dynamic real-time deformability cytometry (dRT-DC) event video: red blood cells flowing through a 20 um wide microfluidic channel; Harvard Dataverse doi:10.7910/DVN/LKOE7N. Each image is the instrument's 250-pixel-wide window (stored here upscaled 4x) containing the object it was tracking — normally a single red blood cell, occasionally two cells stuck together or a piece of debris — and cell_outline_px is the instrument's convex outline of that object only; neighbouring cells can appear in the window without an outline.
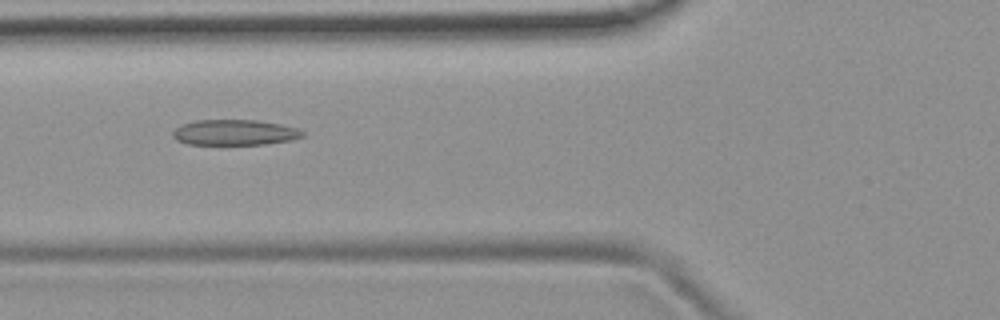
{"species": "common noctule bat (a hibernating species)", "species_latin": "Nyctalus noctula", "temperature_condition": "room temperature", "stored_images_in_passage": 53, "camera_frame_rate_fps": 3000, "um_per_image_px": 0.085, "animal": {"sex": "female", "body_mass_g": 19.9}, "frame": {"image": 1, "passage_image": 20, "time_ms": 6.333, "image_size_px": [1000, 320], "cell_outline_px": [[304, 136], [292, 140], [264, 144], [188, 144], [176, 140], [172, 136], [172, 132], [180, 124], [196, 120], [256, 120], [280, 124], [296, 128], [304, 132]], "centroid_in_image_um": [19.92, 11.25], "position_along_channel_um": 105.9, "area_um2": 19.31}}
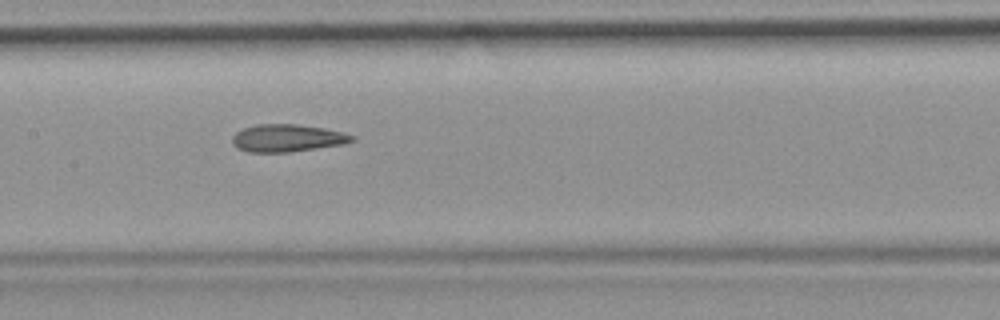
{"frame": {"image": 2, "passage_image": 26, "time_ms": 8.333, "image_size_px": [1000, 320], "cell_outline_px": [[356, 140], [344, 144], [292, 152], [248, 152], [236, 148], [232, 144], [232, 136], [236, 132], [244, 128], [256, 124], [296, 124], [324, 128], [344, 132], [356, 136]], "centroid_in_image_um": [24.43, 11.74], "position_along_channel_um": 183.0, "area_um2": 19.42}}
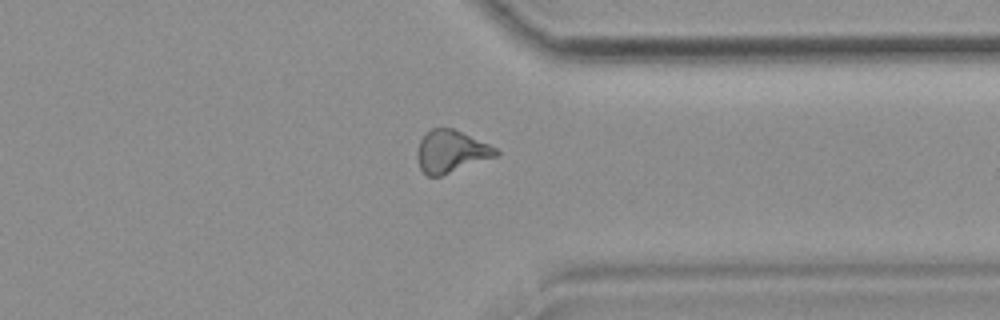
{"frame": {"image": 3, "passage_image": 41, "time_ms": 13.333, "image_size_px": [1000, 320], "cell_outline_px": [[500, 152], [496, 156], [440, 176], [428, 176], [420, 168], [416, 156], [416, 152], [420, 140], [424, 132], [432, 128], [452, 128], [488, 144], [496, 148]], "centroid_in_image_um": [38.29, 12.86], "position_along_channel_um": 373.1, "area_um2": 19.19}, "authors_computed_cell_mechanics": {"area_um2": 19.4786, "velocity_mm_per_s": 3.8451, "shape_relaxation_time_tau1_ms": null, "shape_relaxation_time_tau2_ms": 2.6698, "deformation_change_tau1": null, "deformation_change_tau2": 0.1137}}